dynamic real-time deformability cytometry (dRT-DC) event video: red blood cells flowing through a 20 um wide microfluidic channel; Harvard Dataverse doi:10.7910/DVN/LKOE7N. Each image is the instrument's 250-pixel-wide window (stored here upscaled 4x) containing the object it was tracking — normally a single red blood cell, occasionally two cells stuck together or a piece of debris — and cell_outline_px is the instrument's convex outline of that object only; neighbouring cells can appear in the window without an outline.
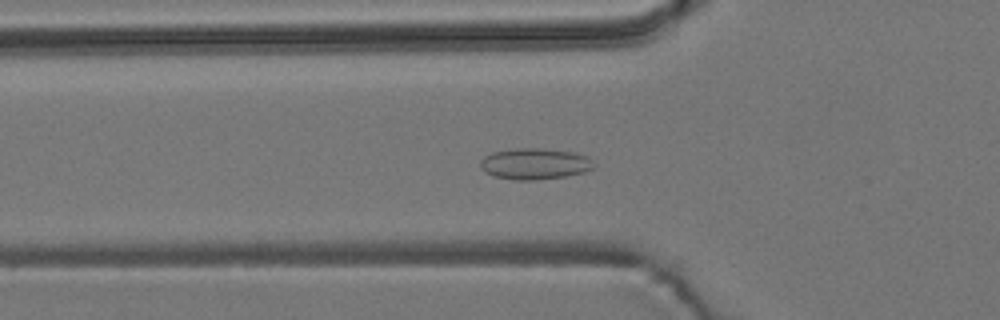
{"species": "common noctule bat (a hibernating species)", "species_latin": "Nyctalus noctula", "temperature_condition": "room temperature", "stored_images_in_passage": 57, "camera_frame_rate_fps": 3000, "um_per_image_px": 0.085, "animal": {"sex": "male", "body_mass_g": 19.2, "forearm_length_mm": 51.8}, "frame": {"image": 1, "passage_image": 20, "time_ms": 6.333, "image_size_px": [1000, 320], "cell_outline_px": [[596, 164], [592, 168], [584, 172], [564, 176], [532, 180], [516, 180], [492, 176], [484, 172], [480, 168], [480, 160], [484, 156], [492, 152], [516, 148], [544, 148], [576, 152], [588, 156]], "centroid_in_image_um": [45.44, 13.91], "position_along_channel_um": 80.4, "area_um2": 20.87}}
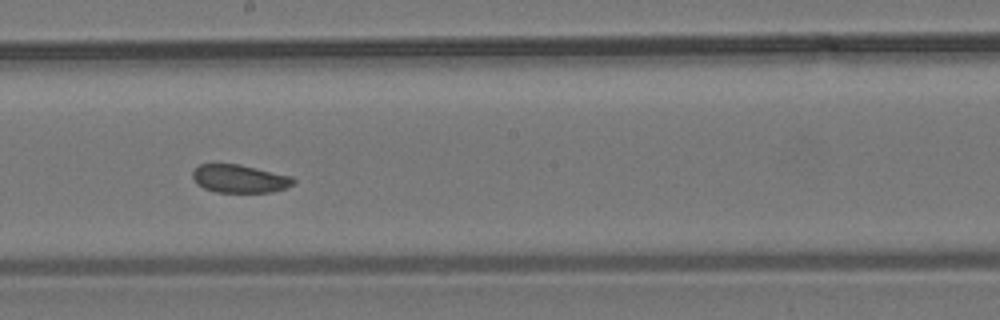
{"frame": {"image": 2, "passage_image": 32, "time_ms": 10.333, "image_size_px": [1000, 320], "cell_outline_px": [[296, 180], [288, 188], [272, 192], [216, 192], [204, 188], [196, 184], [192, 176], [192, 172], [200, 164], [240, 164], [292, 176]], "centroid_in_image_um": [20.38, 15.19], "position_along_channel_um": 227.8, "area_um2": 16.59}}
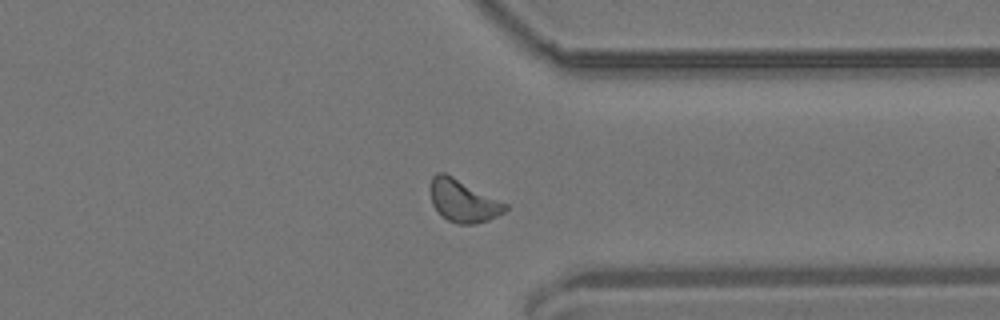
{"frame": {"image": 3, "passage_image": 44, "time_ms": 14.333, "image_size_px": [1000, 320], "cell_outline_px": [[508, 208], [504, 212], [488, 220], [476, 224], [456, 224], [448, 220], [432, 204], [432, 176], [436, 172], [444, 172], [508, 204]], "centroid_in_image_um": [39.4, 17.08], "position_along_channel_um": 372.0, "area_um2": 18.09}, "authors_computed_cell_mechanics": {"area_um2": 17.8602, "velocity_mm_per_s": 3.6764, "shape_relaxation_time_tau1_ms": null, "shape_relaxation_time_tau2_ms": 7.9557, "deformation_change_tau1": null, "deformation_change_tau2": 0.1174}}